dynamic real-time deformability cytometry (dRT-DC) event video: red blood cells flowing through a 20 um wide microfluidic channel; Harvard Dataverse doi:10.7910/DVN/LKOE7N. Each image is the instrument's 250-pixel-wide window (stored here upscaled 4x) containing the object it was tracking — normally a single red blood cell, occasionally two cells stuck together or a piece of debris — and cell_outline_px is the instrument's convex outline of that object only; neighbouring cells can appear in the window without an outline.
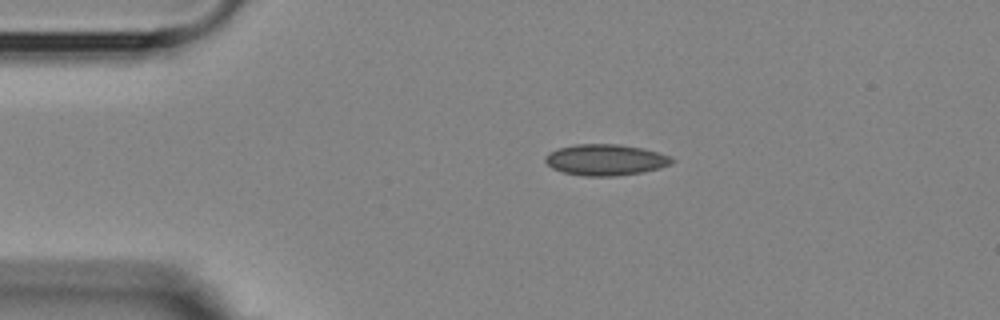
{"species": "Egyptian fruit bat (a non-hibernating species)", "species_latin": "Rousettus aegyptiacus", "temperature_condition": "room temperature", "stored_images_in_passage": 2, "camera_frame_rate_fps": 3000, "um_per_image_px": 0.085, "animal": {"sex": "female"}, "frame": {"image": 1, "passage_image": 1, "time_ms": 0.0, "image_size_px": [1000, 320], "cell_outline_px": [[676, 160], [672, 164], [660, 168], [644, 172], [612, 176], [584, 176], [564, 172], [552, 168], [544, 160], [544, 156], [548, 152], [560, 148], [576, 144], [620, 144], [640, 148], [656, 152], [668, 156]], "centroid_in_image_um": [51.46, 13.59], "position_along_channel_um": 33.5, "area_um2": 22.89}}